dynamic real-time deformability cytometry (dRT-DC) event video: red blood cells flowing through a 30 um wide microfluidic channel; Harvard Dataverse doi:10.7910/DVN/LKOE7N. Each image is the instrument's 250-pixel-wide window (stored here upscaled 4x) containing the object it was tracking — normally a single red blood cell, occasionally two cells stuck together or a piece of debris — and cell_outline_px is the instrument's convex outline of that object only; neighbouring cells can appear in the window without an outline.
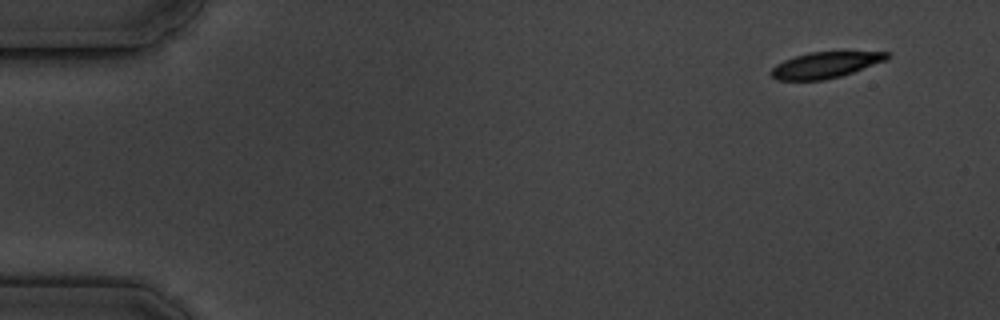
{"species": "common noctule bat (a hibernating species)", "species_latin": "Nyctalus noctula", "temperature_condition": "cold", "stored_images_in_passage": 5, "camera_frame_rate_fps": 3000, "um_per_image_px": 0.085, "animal": {"sex": "male", "body_mass_g": 19.5, "forearm_length_mm": 54.6}, "frame": {"image": 1, "passage_image": 1, "time_ms": 0.0, "image_size_px": [1000, 320], "cell_outline_px": [[892, 56], [884, 60], [852, 72], [840, 76], [824, 80], [776, 80], [768, 72], [776, 64], [784, 60], [808, 52], [892, 52]], "centroid_in_image_um": [70.11, 5.52], "position_along_channel_um": 14.9, "area_um2": 17.4}}
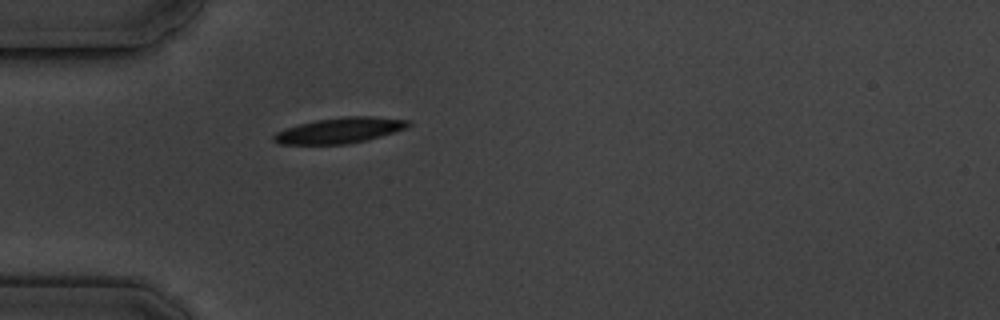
{"frame": {"image": 2, "passage_image": 5, "time_ms": 4.333, "image_size_px": [1000, 320], "cell_outline_px": [[412, 124], [404, 128], [368, 140], [348, 144], [280, 144], [272, 140], [272, 136], [276, 132], [284, 128], [316, 120], [344, 116], [372, 116], [408, 120]], "centroid_in_image_um": [28.84, 11.08], "position_along_channel_um": 56.2, "area_um2": 20.0}}